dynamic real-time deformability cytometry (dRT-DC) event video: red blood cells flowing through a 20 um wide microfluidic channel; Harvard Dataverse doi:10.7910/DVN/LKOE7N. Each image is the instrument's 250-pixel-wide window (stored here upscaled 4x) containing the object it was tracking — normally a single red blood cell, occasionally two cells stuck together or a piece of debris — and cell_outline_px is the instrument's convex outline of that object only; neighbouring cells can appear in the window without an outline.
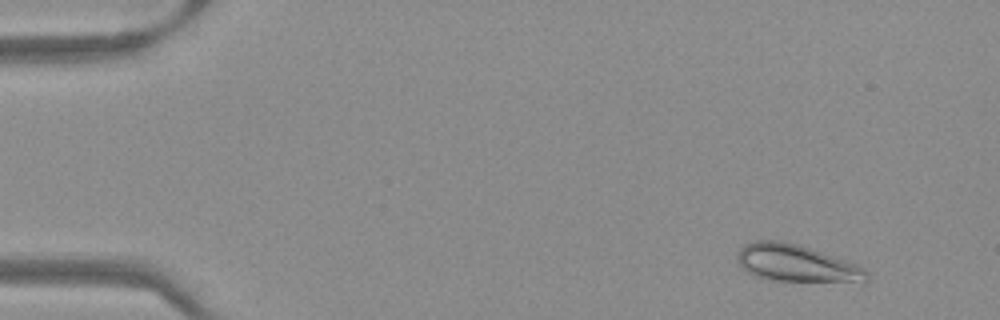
{"species": "Egyptian fruit bat (a non-hibernating species)", "species_latin": "Rousettus aegyptiacus", "temperature_condition": "warm", "stored_images_in_passage": 52, "camera_frame_rate_fps": 3000, "um_per_image_px": 0.085, "frame": {"image": 1, "passage_image": 5, "time_ms": 1.333, "image_size_px": [1000, 320], "cell_outline_px": [[868, 280], [768, 280], [756, 276], [748, 272], [740, 264], [736, 256], [736, 252], [744, 244], [756, 240], [780, 240], [800, 244], [856, 264], [864, 268], [868, 272]], "centroid_in_image_um": [67.6, 22.33], "position_along_channel_um": 17.4, "area_um2": 27.4}}
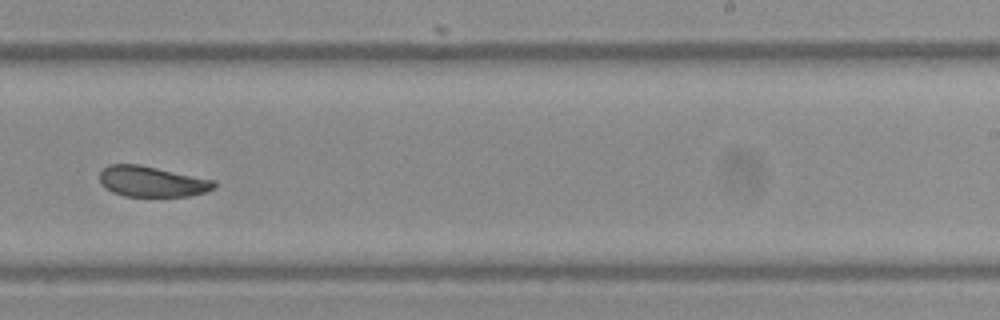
{"frame": {"image": 2, "passage_image": 33, "time_ms": 10.667, "image_size_px": [1000, 320], "cell_outline_px": [[216, 188], [208, 192], [188, 196], [124, 196], [112, 192], [100, 184], [100, 172], [108, 164], [140, 164], [216, 180]], "centroid_in_image_um": [12.95, 15.43], "position_along_channel_um": 276.1, "area_um2": 20.69}}
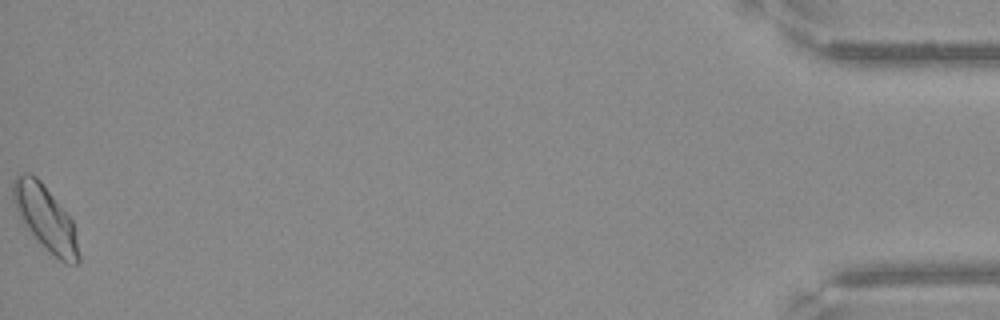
{"frame": {"image": 3, "passage_image": 52, "time_ms": 17.0, "image_size_px": [1000, 320], "cell_outline_px": [[80, 260], [76, 264], [64, 264], [20, 220], [16, 212], [12, 200], [12, 180], [20, 172], [28, 172], [36, 176], [40, 180], [72, 220], [80, 256]], "centroid_in_image_um": [3.82, 18.46], "position_along_channel_um": 431.4, "area_um2": 24.28}}